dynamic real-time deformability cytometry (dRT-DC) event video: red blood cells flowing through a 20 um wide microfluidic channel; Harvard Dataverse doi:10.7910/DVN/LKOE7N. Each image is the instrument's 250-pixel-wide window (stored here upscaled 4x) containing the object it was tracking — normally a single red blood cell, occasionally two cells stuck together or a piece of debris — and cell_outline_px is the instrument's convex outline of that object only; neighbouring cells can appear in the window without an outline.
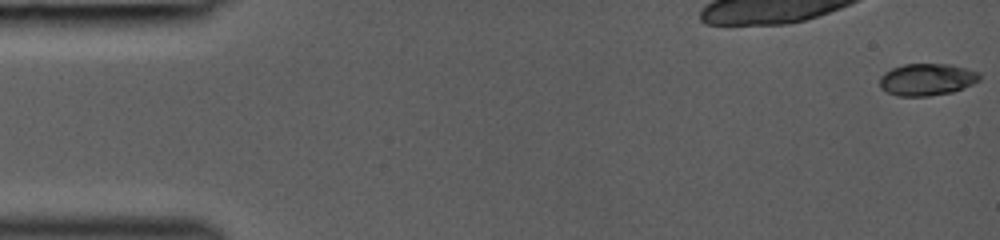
{"species": "common noctule bat (a hibernating species)", "species_latin": "Nyctalus noctula", "temperature_condition": "room temperature", "stored_images_in_passage": 39, "camera_frame_rate_fps": 3000, "um_per_image_px": 0.085, "animal": {"sex": "female", "body_mass_g": 19.0, "forearm_length_mm": 53.3}, "frame": {"image": 1, "passage_image": 1, "time_ms": 0.0, "image_size_px": [1000, 240], "cell_outline_px": [[980, 80], [964, 88], [952, 92], [928, 96], [896, 96], [880, 88], [880, 76], [884, 72], [892, 68], [904, 64], [952, 64], [980, 72]], "centroid_in_image_um": [78.79, 6.75], "position_along_channel_um": 6.2, "area_um2": 18.79}}